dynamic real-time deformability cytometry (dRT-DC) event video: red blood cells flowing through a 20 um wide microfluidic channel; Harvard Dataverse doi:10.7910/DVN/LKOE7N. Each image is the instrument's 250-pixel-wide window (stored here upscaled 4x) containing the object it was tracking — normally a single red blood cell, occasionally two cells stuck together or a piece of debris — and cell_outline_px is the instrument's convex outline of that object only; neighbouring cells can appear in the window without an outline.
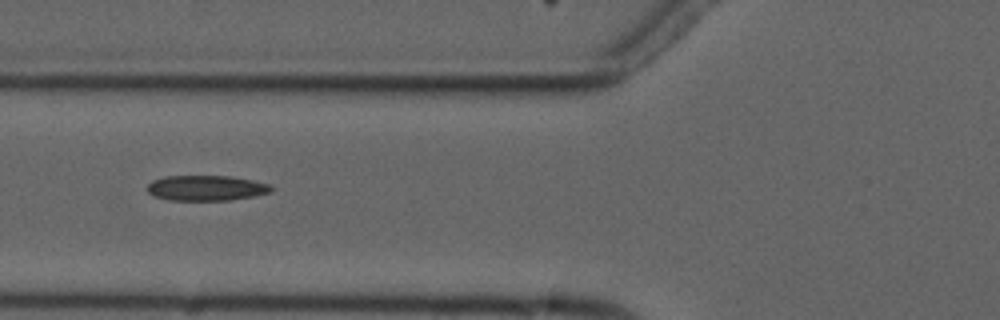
{"species": "common noctule bat (a hibernating species)", "species_latin": "Nyctalus noctula", "temperature_condition": "cold", "stored_images_in_passage": 6, "camera_frame_rate_fps": 3000, "um_per_image_px": 0.085, "animal": {"sex": "male", "forearm_length_mm": 52.5}, "frame": {"image": 1, "passage_image": 5, "time_ms": 5.667, "image_size_px": [1000, 320], "cell_outline_px": [[276, 188], [272, 192], [252, 196], [228, 200], [168, 200], [156, 196], [148, 192], [148, 184], [152, 180], [164, 176], [228, 176], [252, 180], [272, 184]], "centroid_in_image_um": [17.57, 15.97], "position_along_channel_um": 108.2, "area_um2": 18.32}}
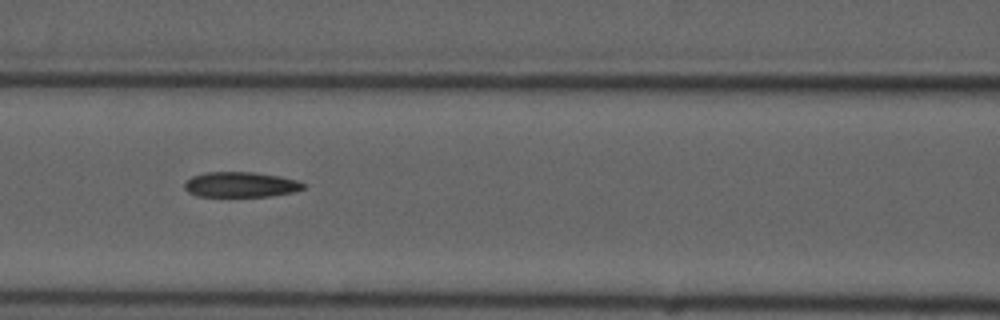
{"frame": {"image": 2, "passage_image": 6, "time_ms": 6.667, "image_size_px": [1000, 320], "cell_outline_px": [[308, 188], [292, 192], [268, 196], [196, 196], [188, 192], [184, 188], [184, 184], [192, 176], [208, 172], [256, 172], [280, 176], [296, 180], [308, 184]], "centroid_in_image_um": [20.51, 15.68], "position_along_channel_um": 146.1, "area_um2": 17.57}}